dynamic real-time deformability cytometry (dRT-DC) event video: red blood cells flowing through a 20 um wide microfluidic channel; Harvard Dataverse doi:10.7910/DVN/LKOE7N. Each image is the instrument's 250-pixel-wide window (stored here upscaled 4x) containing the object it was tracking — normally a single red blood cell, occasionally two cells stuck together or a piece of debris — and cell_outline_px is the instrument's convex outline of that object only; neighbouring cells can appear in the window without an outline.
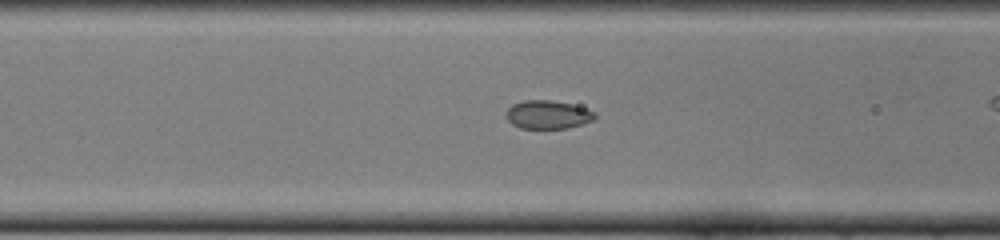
{"species": "common noctule bat (a hibernating species)", "species_latin": "Nyctalus noctula", "temperature_condition": "cold", "stored_images_in_passage": 26, "camera_frame_rate_fps": 3000, "um_per_image_px": 0.085, "animal": {"sex": "female", "body_mass_g": 22.0, "forearm_length_mm": 56.7}, "frame": {"image": 1, "passage_image": 6, "time_ms": 1.667, "image_size_px": [1000, 240], "cell_outline_px": [[596, 116], [592, 120], [568, 128], [520, 128], [512, 124], [504, 116], [508, 108], [512, 104], [524, 100], [552, 100], [572, 104], [596, 112]], "centroid_in_image_um": [46.53, 9.73], "position_along_channel_um": 120.1, "area_um2": 14.68}}
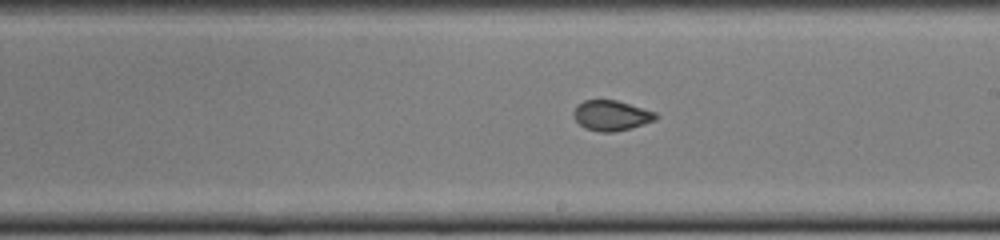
{"frame": {"image": 2, "passage_image": 15, "time_ms": 4.667, "image_size_px": [1000, 240], "cell_outline_px": [[660, 116], [656, 120], [632, 128], [612, 132], [600, 132], [584, 128], [576, 120], [572, 112], [576, 104], [584, 100], [616, 100], [656, 112]], "centroid_in_image_um": [51.97, 9.82], "position_along_channel_um": 237.0, "area_um2": 14.62}}
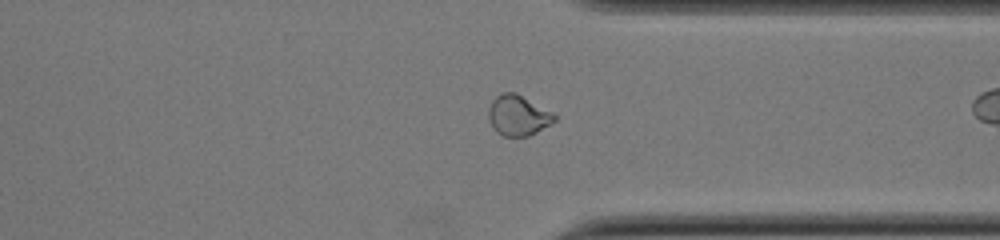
{"frame": {"image": 3, "passage_image": 25, "time_ms": 8.0, "image_size_px": [1000, 240], "cell_outline_px": [[556, 120], [536, 132], [528, 136], [504, 136], [496, 132], [488, 116], [488, 108], [492, 100], [500, 92], [516, 92], [552, 112], [556, 116]], "centroid_in_image_um": [44.01, 9.79], "position_along_channel_um": 367.4, "area_um2": 15.43}}